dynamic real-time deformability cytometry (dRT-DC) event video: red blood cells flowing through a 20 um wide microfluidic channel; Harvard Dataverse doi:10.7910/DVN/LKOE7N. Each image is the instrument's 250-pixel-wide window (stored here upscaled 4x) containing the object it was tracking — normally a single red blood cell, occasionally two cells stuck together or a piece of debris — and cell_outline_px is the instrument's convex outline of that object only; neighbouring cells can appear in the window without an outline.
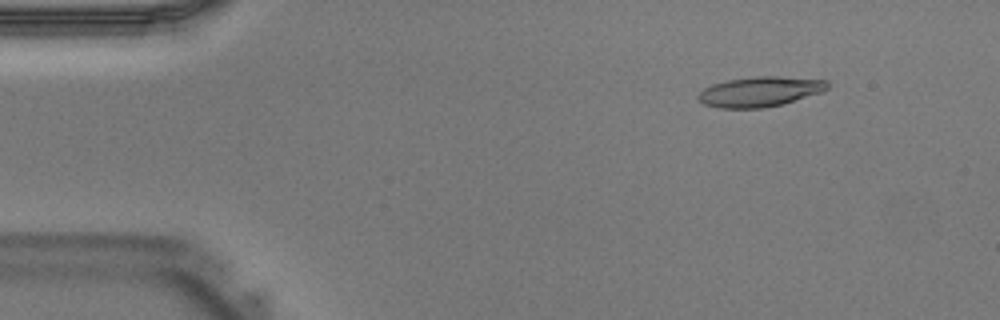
{"species": "Egyptian fruit bat (a non-hibernating species)", "species_latin": "Rousettus aegyptiacus", "temperature_condition": "warm", "stored_images_in_passage": 40, "camera_frame_rate_fps": 3000, "um_per_image_px": 0.085, "animal": {"sex": "male"}, "frame": {"image": 1, "passage_image": 5, "time_ms": 1.333, "image_size_px": [1000, 320], "cell_outline_px": [[828, 88], [824, 92], [780, 104], [764, 108], [716, 108], [704, 104], [696, 100], [696, 96], [704, 88], [712, 84], [728, 80], [756, 76], [780, 76], [828, 80]], "centroid_in_image_um": [64.57, 7.79], "position_along_channel_um": 20.4, "area_um2": 22.77}}
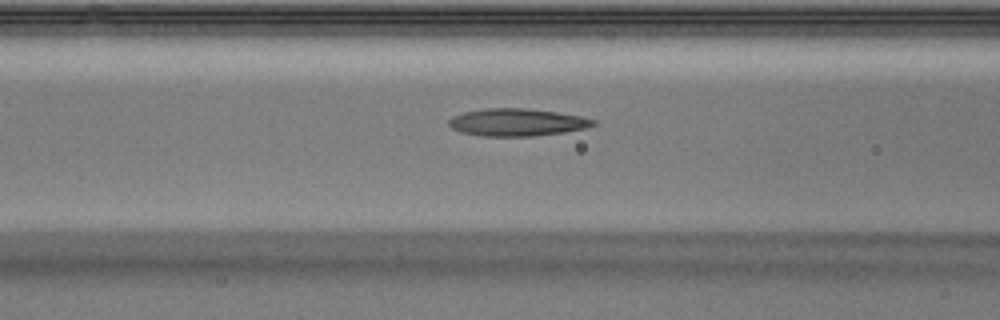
{"frame": {"image": 2, "passage_image": 16, "time_ms": 5.0, "image_size_px": [1000, 320], "cell_outline_px": [[596, 124], [588, 128], [564, 132], [532, 136], [480, 136], [460, 132], [452, 128], [448, 124], [448, 120], [452, 116], [464, 112], [484, 108], [524, 108], [556, 112], [580, 116], [596, 120]], "centroid_in_image_um": [43.93, 10.4], "position_along_channel_um": 122.7, "area_um2": 23.18}}
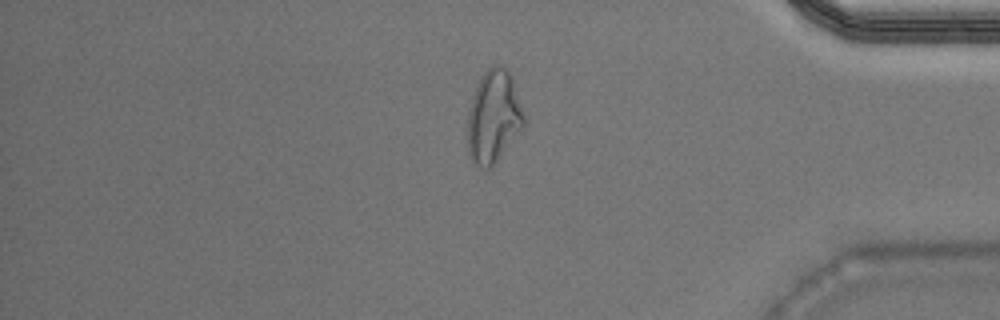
{"frame": {"image": 3, "passage_image": 34, "time_ms": 11.0, "image_size_px": [1000, 320], "cell_outline_px": [[524, 128], [492, 168], [480, 168], [468, 156], [468, 112], [476, 88], [484, 72], [492, 64], [500, 64], [512, 76], [524, 116]], "centroid_in_image_um": [41.96, 9.96], "position_along_channel_um": 393.2, "area_um2": 30.4}}